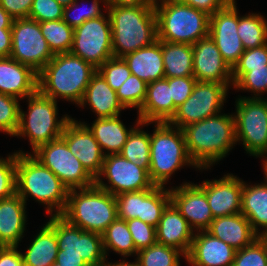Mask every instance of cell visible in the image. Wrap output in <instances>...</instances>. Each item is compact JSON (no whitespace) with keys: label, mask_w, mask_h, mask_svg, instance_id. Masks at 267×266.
<instances>
[{"label":"cell","mask_w":267,"mask_h":266,"mask_svg":"<svg viewBox=\"0 0 267 266\" xmlns=\"http://www.w3.org/2000/svg\"><path fill=\"white\" fill-rule=\"evenodd\" d=\"M112 27L113 56L122 58L157 39L154 0L106 7Z\"/></svg>","instance_id":"6da1fadb"},{"label":"cell","mask_w":267,"mask_h":266,"mask_svg":"<svg viewBox=\"0 0 267 266\" xmlns=\"http://www.w3.org/2000/svg\"><path fill=\"white\" fill-rule=\"evenodd\" d=\"M187 151L200 169L223 159L235 146L234 115L217 114L182 128Z\"/></svg>","instance_id":"7a4b0ae2"},{"label":"cell","mask_w":267,"mask_h":266,"mask_svg":"<svg viewBox=\"0 0 267 266\" xmlns=\"http://www.w3.org/2000/svg\"><path fill=\"white\" fill-rule=\"evenodd\" d=\"M96 72L92 64L71 53L54 54L38 73L37 90L53 100L60 96L78 105Z\"/></svg>","instance_id":"3957f363"},{"label":"cell","mask_w":267,"mask_h":266,"mask_svg":"<svg viewBox=\"0 0 267 266\" xmlns=\"http://www.w3.org/2000/svg\"><path fill=\"white\" fill-rule=\"evenodd\" d=\"M16 193L25 203L28 196L47 206L49 215H61L67 205L69 189L32 154L17 152ZM54 211V214H52Z\"/></svg>","instance_id":"277c9868"},{"label":"cell","mask_w":267,"mask_h":266,"mask_svg":"<svg viewBox=\"0 0 267 266\" xmlns=\"http://www.w3.org/2000/svg\"><path fill=\"white\" fill-rule=\"evenodd\" d=\"M157 39L193 45L209 36L210 15L178 0H154Z\"/></svg>","instance_id":"5b68a950"},{"label":"cell","mask_w":267,"mask_h":266,"mask_svg":"<svg viewBox=\"0 0 267 266\" xmlns=\"http://www.w3.org/2000/svg\"><path fill=\"white\" fill-rule=\"evenodd\" d=\"M61 216L84 231L102 234L118 218L116 198L96 185L70 189Z\"/></svg>","instance_id":"8992f818"},{"label":"cell","mask_w":267,"mask_h":266,"mask_svg":"<svg viewBox=\"0 0 267 266\" xmlns=\"http://www.w3.org/2000/svg\"><path fill=\"white\" fill-rule=\"evenodd\" d=\"M155 125L150 134L149 176L155 185L165 187L171 175L181 167H198L188 154L182 129L168 122H156Z\"/></svg>","instance_id":"52a82bcc"},{"label":"cell","mask_w":267,"mask_h":266,"mask_svg":"<svg viewBox=\"0 0 267 266\" xmlns=\"http://www.w3.org/2000/svg\"><path fill=\"white\" fill-rule=\"evenodd\" d=\"M28 112L20 108L19 126L14 136L29 137L32 151L61 137L69 115L58 120L57 101L42 95L38 90L27 97Z\"/></svg>","instance_id":"ba28073f"},{"label":"cell","mask_w":267,"mask_h":266,"mask_svg":"<svg viewBox=\"0 0 267 266\" xmlns=\"http://www.w3.org/2000/svg\"><path fill=\"white\" fill-rule=\"evenodd\" d=\"M234 119L236 142L242 141L245 151L250 156L265 158L267 155V98H237Z\"/></svg>","instance_id":"9c48e42d"},{"label":"cell","mask_w":267,"mask_h":266,"mask_svg":"<svg viewBox=\"0 0 267 266\" xmlns=\"http://www.w3.org/2000/svg\"><path fill=\"white\" fill-rule=\"evenodd\" d=\"M32 155L49 168L69 190L95 185V179L69 150L62 137L41 145Z\"/></svg>","instance_id":"30bf717a"},{"label":"cell","mask_w":267,"mask_h":266,"mask_svg":"<svg viewBox=\"0 0 267 266\" xmlns=\"http://www.w3.org/2000/svg\"><path fill=\"white\" fill-rule=\"evenodd\" d=\"M229 84L197 81L192 94L177 107L168 122L180 129L208 117L220 114L226 100Z\"/></svg>","instance_id":"8fae6325"},{"label":"cell","mask_w":267,"mask_h":266,"mask_svg":"<svg viewBox=\"0 0 267 266\" xmlns=\"http://www.w3.org/2000/svg\"><path fill=\"white\" fill-rule=\"evenodd\" d=\"M85 21L74 29L70 53L92 64L96 69L114 57L109 14Z\"/></svg>","instance_id":"7c38bea8"},{"label":"cell","mask_w":267,"mask_h":266,"mask_svg":"<svg viewBox=\"0 0 267 266\" xmlns=\"http://www.w3.org/2000/svg\"><path fill=\"white\" fill-rule=\"evenodd\" d=\"M10 57L39 73L54 57L41 32L39 22L30 18L14 19L11 26Z\"/></svg>","instance_id":"4fadbf2b"},{"label":"cell","mask_w":267,"mask_h":266,"mask_svg":"<svg viewBox=\"0 0 267 266\" xmlns=\"http://www.w3.org/2000/svg\"><path fill=\"white\" fill-rule=\"evenodd\" d=\"M47 223L56 233L59 250L79 254L89 266L107 263L101 234L84 231L70 224L61 215H51Z\"/></svg>","instance_id":"5bb4252c"},{"label":"cell","mask_w":267,"mask_h":266,"mask_svg":"<svg viewBox=\"0 0 267 266\" xmlns=\"http://www.w3.org/2000/svg\"><path fill=\"white\" fill-rule=\"evenodd\" d=\"M105 176L109 186L100 179ZM95 185L116 196L124 192H137L151 189L155 184L149 172L124 158L121 154H111L104 158L100 174Z\"/></svg>","instance_id":"9a60e30c"},{"label":"cell","mask_w":267,"mask_h":266,"mask_svg":"<svg viewBox=\"0 0 267 266\" xmlns=\"http://www.w3.org/2000/svg\"><path fill=\"white\" fill-rule=\"evenodd\" d=\"M238 15L236 1L230 0L210 16L209 36L231 68L239 61L245 50L237 33Z\"/></svg>","instance_id":"2e32d148"},{"label":"cell","mask_w":267,"mask_h":266,"mask_svg":"<svg viewBox=\"0 0 267 266\" xmlns=\"http://www.w3.org/2000/svg\"><path fill=\"white\" fill-rule=\"evenodd\" d=\"M86 124L70 118L61 137L86 171L96 179L101 172L105 155Z\"/></svg>","instance_id":"e0dca14e"},{"label":"cell","mask_w":267,"mask_h":266,"mask_svg":"<svg viewBox=\"0 0 267 266\" xmlns=\"http://www.w3.org/2000/svg\"><path fill=\"white\" fill-rule=\"evenodd\" d=\"M171 202L195 231H206L214 219L205 192L196 184L184 182L169 189Z\"/></svg>","instance_id":"ac0fdd59"},{"label":"cell","mask_w":267,"mask_h":266,"mask_svg":"<svg viewBox=\"0 0 267 266\" xmlns=\"http://www.w3.org/2000/svg\"><path fill=\"white\" fill-rule=\"evenodd\" d=\"M193 76L197 81L231 84L232 68L222 58L214 41L207 36L193 45Z\"/></svg>","instance_id":"d6986e66"},{"label":"cell","mask_w":267,"mask_h":266,"mask_svg":"<svg viewBox=\"0 0 267 266\" xmlns=\"http://www.w3.org/2000/svg\"><path fill=\"white\" fill-rule=\"evenodd\" d=\"M197 185L205 192L214 218L241 213L243 180L240 178L227 174Z\"/></svg>","instance_id":"ffe728a7"},{"label":"cell","mask_w":267,"mask_h":266,"mask_svg":"<svg viewBox=\"0 0 267 266\" xmlns=\"http://www.w3.org/2000/svg\"><path fill=\"white\" fill-rule=\"evenodd\" d=\"M236 250L207 231L195 232L186 261L192 266H232Z\"/></svg>","instance_id":"44dd1931"},{"label":"cell","mask_w":267,"mask_h":266,"mask_svg":"<svg viewBox=\"0 0 267 266\" xmlns=\"http://www.w3.org/2000/svg\"><path fill=\"white\" fill-rule=\"evenodd\" d=\"M38 73L11 57L0 58V93L24 99L37 91Z\"/></svg>","instance_id":"7402d4cb"},{"label":"cell","mask_w":267,"mask_h":266,"mask_svg":"<svg viewBox=\"0 0 267 266\" xmlns=\"http://www.w3.org/2000/svg\"><path fill=\"white\" fill-rule=\"evenodd\" d=\"M194 232L186 219L180 214L175 205L170 202L163 211L159 224L156 227V241L174 247L188 255Z\"/></svg>","instance_id":"603a6c76"},{"label":"cell","mask_w":267,"mask_h":266,"mask_svg":"<svg viewBox=\"0 0 267 266\" xmlns=\"http://www.w3.org/2000/svg\"><path fill=\"white\" fill-rule=\"evenodd\" d=\"M176 110L171 97V87L165 78L148 83L146 97L138 111L141 122H169Z\"/></svg>","instance_id":"cb8c5ba5"},{"label":"cell","mask_w":267,"mask_h":266,"mask_svg":"<svg viewBox=\"0 0 267 266\" xmlns=\"http://www.w3.org/2000/svg\"><path fill=\"white\" fill-rule=\"evenodd\" d=\"M206 231L236 251L250 245L259 237L242 213L216 217Z\"/></svg>","instance_id":"d4e9b609"},{"label":"cell","mask_w":267,"mask_h":266,"mask_svg":"<svg viewBox=\"0 0 267 266\" xmlns=\"http://www.w3.org/2000/svg\"><path fill=\"white\" fill-rule=\"evenodd\" d=\"M25 209L17 193L0 200V246H18L27 222Z\"/></svg>","instance_id":"484cf974"},{"label":"cell","mask_w":267,"mask_h":266,"mask_svg":"<svg viewBox=\"0 0 267 266\" xmlns=\"http://www.w3.org/2000/svg\"><path fill=\"white\" fill-rule=\"evenodd\" d=\"M87 103L97 118L116 117L120 115V111L125 109L119 102L116 91L98 72L91 77L78 106L85 107Z\"/></svg>","instance_id":"4316f807"},{"label":"cell","mask_w":267,"mask_h":266,"mask_svg":"<svg viewBox=\"0 0 267 266\" xmlns=\"http://www.w3.org/2000/svg\"><path fill=\"white\" fill-rule=\"evenodd\" d=\"M122 58L131 74L147 84L165 78L162 40H156L153 44L126 54Z\"/></svg>","instance_id":"83f0119b"},{"label":"cell","mask_w":267,"mask_h":266,"mask_svg":"<svg viewBox=\"0 0 267 266\" xmlns=\"http://www.w3.org/2000/svg\"><path fill=\"white\" fill-rule=\"evenodd\" d=\"M262 184L248 185L243 181L241 213L259 237H267V179ZM258 227L265 228L259 232Z\"/></svg>","instance_id":"f1b7e54d"},{"label":"cell","mask_w":267,"mask_h":266,"mask_svg":"<svg viewBox=\"0 0 267 266\" xmlns=\"http://www.w3.org/2000/svg\"><path fill=\"white\" fill-rule=\"evenodd\" d=\"M92 126L86 125L99 143L105 156L120 154L133 127L127 129L119 116L112 118H97Z\"/></svg>","instance_id":"f546056e"},{"label":"cell","mask_w":267,"mask_h":266,"mask_svg":"<svg viewBox=\"0 0 267 266\" xmlns=\"http://www.w3.org/2000/svg\"><path fill=\"white\" fill-rule=\"evenodd\" d=\"M23 255L24 266H54L59 251L54 229L44 224Z\"/></svg>","instance_id":"4dcf8cb0"},{"label":"cell","mask_w":267,"mask_h":266,"mask_svg":"<svg viewBox=\"0 0 267 266\" xmlns=\"http://www.w3.org/2000/svg\"><path fill=\"white\" fill-rule=\"evenodd\" d=\"M165 78L193 76V46L162 40Z\"/></svg>","instance_id":"1f68e13d"},{"label":"cell","mask_w":267,"mask_h":266,"mask_svg":"<svg viewBox=\"0 0 267 266\" xmlns=\"http://www.w3.org/2000/svg\"><path fill=\"white\" fill-rule=\"evenodd\" d=\"M151 123L141 122L137 118L136 128L129 134L126 143L120 154L127 160L133 162L137 166L146 169L150 168V134L146 133L139 127L146 126Z\"/></svg>","instance_id":"d6a6232c"},{"label":"cell","mask_w":267,"mask_h":266,"mask_svg":"<svg viewBox=\"0 0 267 266\" xmlns=\"http://www.w3.org/2000/svg\"><path fill=\"white\" fill-rule=\"evenodd\" d=\"M101 235L106 257L109 250L126 256V258L137 254L126 220L117 218Z\"/></svg>","instance_id":"836d02e7"},{"label":"cell","mask_w":267,"mask_h":266,"mask_svg":"<svg viewBox=\"0 0 267 266\" xmlns=\"http://www.w3.org/2000/svg\"><path fill=\"white\" fill-rule=\"evenodd\" d=\"M171 202L169 189L155 185L151 189L142 190V209L140 220L157 227L163 211Z\"/></svg>","instance_id":"e575fe53"},{"label":"cell","mask_w":267,"mask_h":266,"mask_svg":"<svg viewBox=\"0 0 267 266\" xmlns=\"http://www.w3.org/2000/svg\"><path fill=\"white\" fill-rule=\"evenodd\" d=\"M237 33L244 49H253L267 44V21L262 15L251 13L238 16Z\"/></svg>","instance_id":"d590c367"},{"label":"cell","mask_w":267,"mask_h":266,"mask_svg":"<svg viewBox=\"0 0 267 266\" xmlns=\"http://www.w3.org/2000/svg\"><path fill=\"white\" fill-rule=\"evenodd\" d=\"M41 32L53 54L70 53L74 29L62 19L39 22Z\"/></svg>","instance_id":"8d00e7d4"},{"label":"cell","mask_w":267,"mask_h":266,"mask_svg":"<svg viewBox=\"0 0 267 266\" xmlns=\"http://www.w3.org/2000/svg\"><path fill=\"white\" fill-rule=\"evenodd\" d=\"M137 256L135 262L138 266H180V256L186 259L182 251L157 241L152 246L138 251Z\"/></svg>","instance_id":"74e56055"},{"label":"cell","mask_w":267,"mask_h":266,"mask_svg":"<svg viewBox=\"0 0 267 266\" xmlns=\"http://www.w3.org/2000/svg\"><path fill=\"white\" fill-rule=\"evenodd\" d=\"M147 85L145 81L131 74L116 90L119 102L125 109L137 108L139 111L146 97Z\"/></svg>","instance_id":"f35d334b"},{"label":"cell","mask_w":267,"mask_h":266,"mask_svg":"<svg viewBox=\"0 0 267 266\" xmlns=\"http://www.w3.org/2000/svg\"><path fill=\"white\" fill-rule=\"evenodd\" d=\"M232 266H267V237H258L250 245L237 250Z\"/></svg>","instance_id":"ab89813d"},{"label":"cell","mask_w":267,"mask_h":266,"mask_svg":"<svg viewBox=\"0 0 267 266\" xmlns=\"http://www.w3.org/2000/svg\"><path fill=\"white\" fill-rule=\"evenodd\" d=\"M267 65V44L253 48L245 49L240 56L239 61L232 68L233 85L248 71L250 68H266Z\"/></svg>","instance_id":"60d3db41"},{"label":"cell","mask_w":267,"mask_h":266,"mask_svg":"<svg viewBox=\"0 0 267 266\" xmlns=\"http://www.w3.org/2000/svg\"><path fill=\"white\" fill-rule=\"evenodd\" d=\"M19 99L0 93V131L14 136L19 126Z\"/></svg>","instance_id":"b9f144b4"},{"label":"cell","mask_w":267,"mask_h":266,"mask_svg":"<svg viewBox=\"0 0 267 266\" xmlns=\"http://www.w3.org/2000/svg\"><path fill=\"white\" fill-rule=\"evenodd\" d=\"M107 84L117 90L129 78L131 71L123 58L112 57L97 68Z\"/></svg>","instance_id":"7bdbcfd3"},{"label":"cell","mask_w":267,"mask_h":266,"mask_svg":"<svg viewBox=\"0 0 267 266\" xmlns=\"http://www.w3.org/2000/svg\"><path fill=\"white\" fill-rule=\"evenodd\" d=\"M233 86L243 91H251L255 95L253 97L242 96V98L260 99L261 93L267 92V65L266 68H250V71L246 72Z\"/></svg>","instance_id":"ee69618b"},{"label":"cell","mask_w":267,"mask_h":266,"mask_svg":"<svg viewBox=\"0 0 267 266\" xmlns=\"http://www.w3.org/2000/svg\"><path fill=\"white\" fill-rule=\"evenodd\" d=\"M0 158V200L16 193L17 152Z\"/></svg>","instance_id":"f6af8a7d"},{"label":"cell","mask_w":267,"mask_h":266,"mask_svg":"<svg viewBox=\"0 0 267 266\" xmlns=\"http://www.w3.org/2000/svg\"><path fill=\"white\" fill-rule=\"evenodd\" d=\"M117 216L122 220L140 219L142 209V191L124 192L115 196Z\"/></svg>","instance_id":"bcb514c9"},{"label":"cell","mask_w":267,"mask_h":266,"mask_svg":"<svg viewBox=\"0 0 267 266\" xmlns=\"http://www.w3.org/2000/svg\"><path fill=\"white\" fill-rule=\"evenodd\" d=\"M136 251L148 248L156 242V227L140 219L126 220Z\"/></svg>","instance_id":"7dc6e473"},{"label":"cell","mask_w":267,"mask_h":266,"mask_svg":"<svg viewBox=\"0 0 267 266\" xmlns=\"http://www.w3.org/2000/svg\"><path fill=\"white\" fill-rule=\"evenodd\" d=\"M63 9L55 0H33L28 18L37 22L59 20L63 18Z\"/></svg>","instance_id":"c3c4849f"},{"label":"cell","mask_w":267,"mask_h":266,"mask_svg":"<svg viewBox=\"0 0 267 266\" xmlns=\"http://www.w3.org/2000/svg\"><path fill=\"white\" fill-rule=\"evenodd\" d=\"M77 1L78 0H75L69 6H66L63 9L62 20L65 21L73 29L80 26L87 20L97 18L103 15V13L101 12V8L99 7V3L100 1L104 2V0H93L91 6L86 9L87 11L82 9L81 13H78V15L73 17L71 12L73 13L76 9H79Z\"/></svg>","instance_id":"681fc988"},{"label":"cell","mask_w":267,"mask_h":266,"mask_svg":"<svg viewBox=\"0 0 267 266\" xmlns=\"http://www.w3.org/2000/svg\"><path fill=\"white\" fill-rule=\"evenodd\" d=\"M171 87L174 106L179 107L193 92L197 82L194 76L165 78Z\"/></svg>","instance_id":"f907efd6"},{"label":"cell","mask_w":267,"mask_h":266,"mask_svg":"<svg viewBox=\"0 0 267 266\" xmlns=\"http://www.w3.org/2000/svg\"><path fill=\"white\" fill-rule=\"evenodd\" d=\"M33 0H0V6L13 18H28Z\"/></svg>","instance_id":"816d5d0a"},{"label":"cell","mask_w":267,"mask_h":266,"mask_svg":"<svg viewBox=\"0 0 267 266\" xmlns=\"http://www.w3.org/2000/svg\"><path fill=\"white\" fill-rule=\"evenodd\" d=\"M18 246H0V266H24Z\"/></svg>","instance_id":"f5cc1de1"},{"label":"cell","mask_w":267,"mask_h":266,"mask_svg":"<svg viewBox=\"0 0 267 266\" xmlns=\"http://www.w3.org/2000/svg\"><path fill=\"white\" fill-rule=\"evenodd\" d=\"M189 6L203 11L208 15H213L215 12L223 8L230 0H178Z\"/></svg>","instance_id":"db71d44e"},{"label":"cell","mask_w":267,"mask_h":266,"mask_svg":"<svg viewBox=\"0 0 267 266\" xmlns=\"http://www.w3.org/2000/svg\"><path fill=\"white\" fill-rule=\"evenodd\" d=\"M54 266H89V265L79 254L64 253V250H59Z\"/></svg>","instance_id":"11a10c76"},{"label":"cell","mask_w":267,"mask_h":266,"mask_svg":"<svg viewBox=\"0 0 267 266\" xmlns=\"http://www.w3.org/2000/svg\"><path fill=\"white\" fill-rule=\"evenodd\" d=\"M12 51L11 29H0V58L10 57Z\"/></svg>","instance_id":"9f6ffc18"},{"label":"cell","mask_w":267,"mask_h":266,"mask_svg":"<svg viewBox=\"0 0 267 266\" xmlns=\"http://www.w3.org/2000/svg\"><path fill=\"white\" fill-rule=\"evenodd\" d=\"M13 18L0 6V29H11Z\"/></svg>","instance_id":"6f0895ef"},{"label":"cell","mask_w":267,"mask_h":266,"mask_svg":"<svg viewBox=\"0 0 267 266\" xmlns=\"http://www.w3.org/2000/svg\"><path fill=\"white\" fill-rule=\"evenodd\" d=\"M145 0H104L105 7H109L117 4H133Z\"/></svg>","instance_id":"680465c9"},{"label":"cell","mask_w":267,"mask_h":266,"mask_svg":"<svg viewBox=\"0 0 267 266\" xmlns=\"http://www.w3.org/2000/svg\"><path fill=\"white\" fill-rule=\"evenodd\" d=\"M111 266H138V264L134 261V262H126L125 260L123 261H118L117 263H110L108 262Z\"/></svg>","instance_id":"91938a15"},{"label":"cell","mask_w":267,"mask_h":266,"mask_svg":"<svg viewBox=\"0 0 267 266\" xmlns=\"http://www.w3.org/2000/svg\"><path fill=\"white\" fill-rule=\"evenodd\" d=\"M55 1L61 4L63 7H66L69 6L75 0H55Z\"/></svg>","instance_id":"94428289"},{"label":"cell","mask_w":267,"mask_h":266,"mask_svg":"<svg viewBox=\"0 0 267 266\" xmlns=\"http://www.w3.org/2000/svg\"><path fill=\"white\" fill-rule=\"evenodd\" d=\"M263 169H264V174H265V178L267 179V158L265 160H263Z\"/></svg>","instance_id":"6125c7cd"},{"label":"cell","mask_w":267,"mask_h":266,"mask_svg":"<svg viewBox=\"0 0 267 266\" xmlns=\"http://www.w3.org/2000/svg\"><path fill=\"white\" fill-rule=\"evenodd\" d=\"M102 266H111L109 263H106V264H104V265H102Z\"/></svg>","instance_id":"be15d7a7"}]
</instances>
